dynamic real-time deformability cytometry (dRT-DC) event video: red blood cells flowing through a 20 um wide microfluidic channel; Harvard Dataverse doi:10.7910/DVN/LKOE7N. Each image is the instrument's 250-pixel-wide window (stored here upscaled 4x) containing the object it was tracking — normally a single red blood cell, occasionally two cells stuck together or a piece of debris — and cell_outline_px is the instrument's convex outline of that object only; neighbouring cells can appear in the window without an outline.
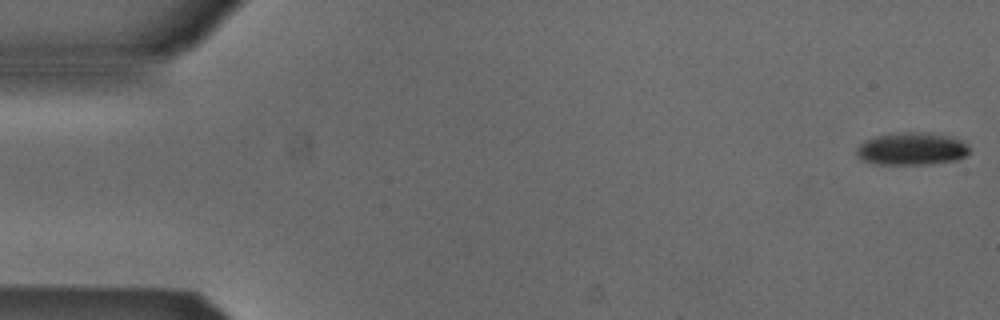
{"species": "Egyptian fruit bat (a non-hibernating species)", "species_latin": "Rousettus aegyptiacus", "temperature_condition": "cold", "stored_images_in_passage": 53, "camera_frame_rate_fps": 3000, "um_per_image_px": 0.085, "animal": {"sex": "male"}, "frame": {"image": 1, "passage_image": 1, "time_ms": 0.0, "image_size_px": [1000, 320], "cell_outline_px": [[968, 152], [964, 156], [956, 160], [932, 164], [876, 164], [864, 160], [856, 152], [856, 148], [860, 144], [876, 136], [948, 136], [960, 140], [968, 144]], "centroid_in_image_um": [77.51, 12.73], "position_along_channel_um": 7.5, "area_um2": 19.77}}
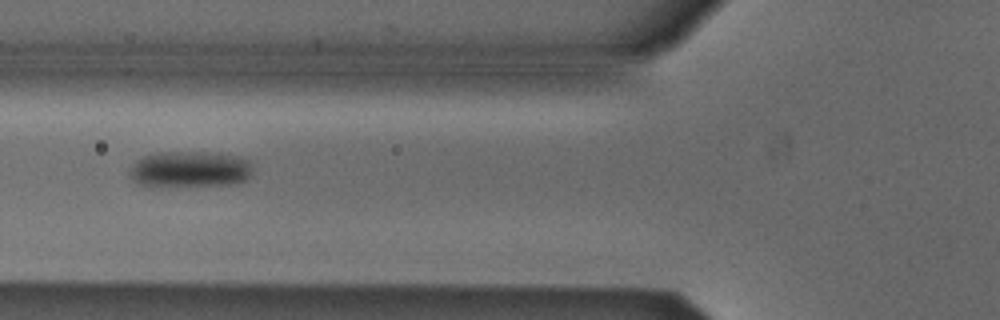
{"frame": {"image": 2, "passage_image": 20, "time_ms": 6.333, "image_size_px": [1000, 320], "cell_outline_px": [[252, 172], [248, 180], [236, 184], [140, 184], [132, 180], [128, 172], [128, 168], [136, 160], [144, 156], [156, 152], [204, 152], [236, 156], [248, 160], [252, 168]], "centroid_in_image_um": [16.14, 14.35], "position_along_channel_um": 109.7, "area_um2": 25.37}}
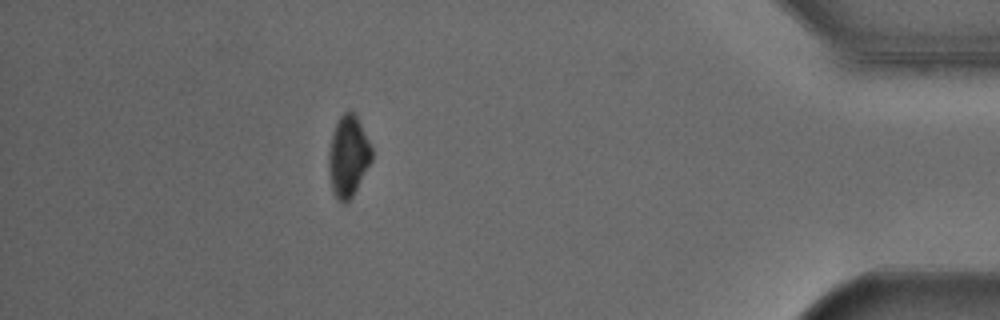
{"frame": {"image": 3, "passage_image": 47, "time_ms": 15.333, "image_size_px": [1000, 320], "cell_outline_px": [[372, 160], [348, 204], [344, 204], [336, 200], [332, 192], [328, 172], [328, 152], [332, 132], [340, 116], [348, 108], [352, 108], [372, 148]], "centroid_in_image_um": [29.57, 13.31], "position_along_channel_um": 405.6, "area_um2": 20.69}, "authors_computed_cell_mechanics": {"area_um2": 23.6402, "velocity_mm_per_s": 3.8633, "shape_relaxation_time_tau1_ms": 2.4613, "shape_relaxation_time_tau2_ms": null, "deformation_change_tau1": 0.0729, "deformation_change_tau2": null}}